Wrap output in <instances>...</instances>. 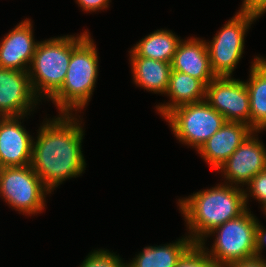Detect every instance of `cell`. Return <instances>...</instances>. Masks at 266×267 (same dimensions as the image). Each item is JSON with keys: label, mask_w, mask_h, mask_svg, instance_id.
Segmentation results:
<instances>
[{"label": "cell", "mask_w": 266, "mask_h": 267, "mask_svg": "<svg viewBox=\"0 0 266 267\" xmlns=\"http://www.w3.org/2000/svg\"><path fill=\"white\" fill-rule=\"evenodd\" d=\"M77 116L59 114L43 121L36 141L33 139L31 167L52 192L67 178H76L85 170L83 127Z\"/></svg>", "instance_id": "obj_1"}, {"label": "cell", "mask_w": 266, "mask_h": 267, "mask_svg": "<svg viewBox=\"0 0 266 267\" xmlns=\"http://www.w3.org/2000/svg\"><path fill=\"white\" fill-rule=\"evenodd\" d=\"M244 193V188L224 183L179 199L177 203L192 241L205 243L214 228L243 214L248 209Z\"/></svg>", "instance_id": "obj_2"}, {"label": "cell", "mask_w": 266, "mask_h": 267, "mask_svg": "<svg viewBox=\"0 0 266 267\" xmlns=\"http://www.w3.org/2000/svg\"><path fill=\"white\" fill-rule=\"evenodd\" d=\"M75 36L73 35V52L64 83L50 98L60 114H72L77 110L80 112L88 105L98 76L99 60L93 39L87 30Z\"/></svg>", "instance_id": "obj_3"}, {"label": "cell", "mask_w": 266, "mask_h": 267, "mask_svg": "<svg viewBox=\"0 0 266 267\" xmlns=\"http://www.w3.org/2000/svg\"><path fill=\"white\" fill-rule=\"evenodd\" d=\"M73 52V35L40 41L29 68L35 95L50 99L63 85ZM42 98H41V97Z\"/></svg>", "instance_id": "obj_4"}, {"label": "cell", "mask_w": 266, "mask_h": 267, "mask_svg": "<svg viewBox=\"0 0 266 267\" xmlns=\"http://www.w3.org/2000/svg\"><path fill=\"white\" fill-rule=\"evenodd\" d=\"M257 222V218L247 209L239 217L214 228L206 236L210 237L216 232L215 241L210 251L205 247V243L199 244L217 267H225L235 262L254 258L256 257Z\"/></svg>", "instance_id": "obj_5"}, {"label": "cell", "mask_w": 266, "mask_h": 267, "mask_svg": "<svg viewBox=\"0 0 266 267\" xmlns=\"http://www.w3.org/2000/svg\"><path fill=\"white\" fill-rule=\"evenodd\" d=\"M176 138L196 151L226 122L206 100L174 108L165 117Z\"/></svg>", "instance_id": "obj_6"}, {"label": "cell", "mask_w": 266, "mask_h": 267, "mask_svg": "<svg viewBox=\"0 0 266 267\" xmlns=\"http://www.w3.org/2000/svg\"><path fill=\"white\" fill-rule=\"evenodd\" d=\"M51 193L31 165L0 168V197L19 213L35 215L45 208Z\"/></svg>", "instance_id": "obj_7"}, {"label": "cell", "mask_w": 266, "mask_h": 267, "mask_svg": "<svg viewBox=\"0 0 266 267\" xmlns=\"http://www.w3.org/2000/svg\"><path fill=\"white\" fill-rule=\"evenodd\" d=\"M257 17L237 12L213 40L207 42L211 68L216 77H231L233 71L242 58L245 34Z\"/></svg>", "instance_id": "obj_8"}, {"label": "cell", "mask_w": 266, "mask_h": 267, "mask_svg": "<svg viewBox=\"0 0 266 267\" xmlns=\"http://www.w3.org/2000/svg\"><path fill=\"white\" fill-rule=\"evenodd\" d=\"M205 100L227 122H240L251 127L249 92L244 81L216 77L206 86Z\"/></svg>", "instance_id": "obj_9"}, {"label": "cell", "mask_w": 266, "mask_h": 267, "mask_svg": "<svg viewBox=\"0 0 266 267\" xmlns=\"http://www.w3.org/2000/svg\"><path fill=\"white\" fill-rule=\"evenodd\" d=\"M253 131L233 154L218 168L227 181L225 184L246 185L259 172L266 169V147ZM256 134V135H255ZM235 183V184H234ZM239 184V185H238Z\"/></svg>", "instance_id": "obj_10"}, {"label": "cell", "mask_w": 266, "mask_h": 267, "mask_svg": "<svg viewBox=\"0 0 266 267\" xmlns=\"http://www.w3.org/2000/svg\"><path fill=\"white\" fill-rule=\"evenodd\" d=\"M38 101L28 72L0 68V117L28 116Z\"/></svg>", "instance_id": "obj_11"}, {"label": "cell", "mask_w": 266, "mask_h": 267, "mask_svg": "<svg viewBox=\"0 0 266 267\" xmlns=\"http://www.w3.org/2000/svg\"><path fill=\"white\" fill-rule=\"evenodd\" d=\"M22 117L0 118V168L31 163L33 137L21 125Z\"/></svg>", "instance_id": "obj_12"}, {"label": "cell", "mask_w": 266, "mask_h": 267, "mask_svg": "<svg viewBox=\"0 0 266 267\" xmlns=\"http://www.w3.org/2000/svg\"><path fill=\"white\" fill-rule=\"evenodd\" d=\"M32 28L31 20L26 18L1 40L0 68L29 71L39 43L34 40Z\"/></svg>", "instance_id": "obj_13"}, {"label": "cell", "mask_w": 266, "mask_h": 267, "mask_svg": "<svg viewBox=\"0 0 266 267\" xmlns=\"http://www.w3.org/2000/svg\"><path fill=\"white\" fill-rule=\"evenodd\" d=\"M253 131L247 124L226 121L197 152L213 169L218 170Z\"/></svg>", "instance_id": "obj_14"}, {"label": "cell", "mask_w": 266, "mask_h": 267, "mask_svg": "<svg viewBox=\"0 0 266 267\" xmlns=\"http://www.w3.org/2000/svg\"><path fill=\"white\" fill-rule=\"evenodd\" d=\"M172 70L201 80L206 86L216 78L212 71L205 40L187 38L179 43L171 62Z\"/></svg>", "instance_id": "obj_15"}, {"label": "cell", "mask_w": 266, "mask_h": 267, "mask_svg": "<svg viewBox=\"0 0 266 267\" xmlns=\"http://www.w3.org/2000/svg\"><path fill=\"white\" fill-rule=\"evenodd\" d=\"M165 95L170 97V101L155 106L162 117L178 106L205 100L206 85L189 74L172 70Z\"/></svg>", "instance_id": "obj_16"}, {"label": "cell", "mask_w": 266, "mask_h": 267, "mask_svg": "<svg viewBox=\"0 0 266 267\" xmlns=\"http://www.w3.org/2000/svg\"><path fill=\"white\" fill-rule=\"evenodd\" d=\"M134 84L155 94H165L168 86L171 63L151 58L130 56Z\"/></svg>", "instance_id": "obj_17"}, {"label": "cell", "mask_w": 266, "mask_h": 267, "mask_svg": "<svg viewBox=\"0 0 266 267\" xmlns=\"http://www.w3.org/2000/svg\"><path fill=\"white\" fill-rule=\"evenodd\" d=\"M251 64L249 81H245L249 92L251 128L266 130V58L257 56Z\"/></svg>", "instance_id": "obj_18"}, {"label": "cell", "mask_w": 266, "mask_h": 267, "mask_svg": "<svg viewBox=\"0 0 266 267\" xmlns=\"http://www.w3.org/2000/svg\"><path fill=\"white\" fill-rule=\"evenodd\" d=\"M194 244L190 236L162 246H148L127 267H176L179 259Z\"/></svg>", "instance_id": "obj_19"}, {"label": "cell", "mask_w": 266, "mask_h": 267, "mask_svg": "<svg viewBox=\"0 0 266 267\" xmlns=\"http://www.w3.org/2000/svg\"><path fill=\"white\" fill-rule=\"evenodd\" d=\"M180 37L171 30L158 29L142 38L129 51L130 56H140L171 63Z\"/></svg>", "instance_id": "obj_20"}, {"label": "cell", "mask_w": 266, "mask_h": 267, "mask_svg": "<svg viewBox=\"0 0 266 267\" xmlns=\"http://www.w3.org/2000/svg\"><path fill=\"white\" fill-rule=\"evenodd\" d=\"M80 267H127V263H124L114 252L98 249L89 253Z\"/></svg>", "instance_id": "obj_21"}, {"label": "cell", "mask_w": 266, "mask_h": 267, "mask_svg": "<svg viewBox=\"0 0 266 267\" xmlns=\"http://www.w3.org/2000/svg\"><path fill=\"white\" fill-rule=\"evenodd\" d=\"M176 267H217L209 259L204 248L199 243H194L179 259Z\"/></svg>", "instance_id": "obj_22"}, {"label": "cell", "mask_w": 266, "mask_h": 267, "mask_svg": "<svg viewBox=\"0 0 266 267\" xmlns=\"http://www.w3.org/2000/svg\"><path fill=\"white\" fill-rule=\"evenodd\" d=\"M246 186H248L246 190H244L246 206L248 204L249 196L261 202L263 206L266 203V169L259 172L256 176H254L246 184Z\"/></svg>", "instance_id": "obj_23"}, {"label": "cell", "mask_w": 266, "mask_h": 267, "mask_svg": "<svg viewBox=\"0 0 266 267\" xmlns=\"http://www.w3.org/2000/svg\"><path fill=\"white\" fill-rule=\"evenodd\" d=\"M238 12L251 14L259 18L266 12V0H243Z\"/></svg>", "instance_id": "obj_24"}, {"label": "cell", "mask_w": 266, "mask_h": 267, "mask_svg": "<svg viewBox=\"0 0 266 267\" xmlns=\"http://www.w3.org/2000/svg\"><path fill=\"white\" fill-rule=\"evenodd\" d=\"M111 0H76L77 4L86 12H95L108 8Z\"/></svg>", "instance_id": "obj_25"}, {"label": "cell", "mask_w": 266, "mask_h": 267, "mask_svg": "<svg viewBox=\"0 0 266 267\" xmlns=\"http://www.w3.org/2000/svg\"><path fill=\"white\" fill-rule=\"evenodd\" d=\"M264 245H266V230L265 228L257 222L256 226V237H255V251L256 257L260 259H264L262 257V250L264 249Z\"/></svg>", "instance_id": "obj_26"}, {"label": "cell", "mask_w": 266, "mask_h": 267, "mask_svg": "<svg viewBox=\"0 0 266 267\" xmlns=\"http://www.w3.org/2000/svg\"><path fill=\"white\" fill-rule=\"evenodd\" d=\"M225 267H266V260L257 257L235 262Z\"/></svg>", "instance_id": "obj_27"}, {"label": "cell", "mask_w": 266, "mask_h": 267, "mask_svg": "<svg viewBox=\"0 0 266 267\" xmlns=\"http://www.w3.org/2000/svg\"><path fill=\"white\" fill-rule=\"evenodd\" d=\"M262 207H263V211H264V213L266 215V203Z\"/></svg>", "instance_id": "obj_28"}]
</instances>
